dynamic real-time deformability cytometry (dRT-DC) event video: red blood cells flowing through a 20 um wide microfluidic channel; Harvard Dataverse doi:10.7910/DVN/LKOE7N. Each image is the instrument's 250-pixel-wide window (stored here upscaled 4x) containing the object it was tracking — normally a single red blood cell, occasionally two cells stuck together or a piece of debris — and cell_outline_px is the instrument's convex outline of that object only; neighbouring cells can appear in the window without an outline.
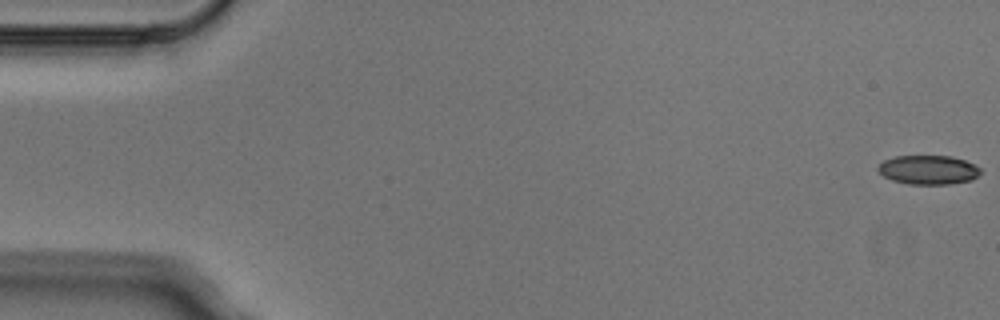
{"species": "Egyptian fruit bat (a non-hibernating species)", "species_latin": "Rousettus aegyptiacus", "temperature_condition": "cold", "stored_images_in_passage": 5, "camera_frame_rate_fps": 3000, "um_per_image_px": 0.085, "animal": {"sex": "male"}, "frame": {"image": 1, "passage_image": 1, "time_ms": 0.0, "image_size_px": [1000, 320], "cell_outline_px": [[980, 172], [972, 180], [948, 184], [908, 184], [892, 180], [884, 176], [876, 168], [884, 160], [896, 156], [952, 156], [964, 160], [980, 168]], "centroid_in_image_um": [78.89, 14.43], "position_along_channel_um": 6.1, "area_um2": 17.22}}
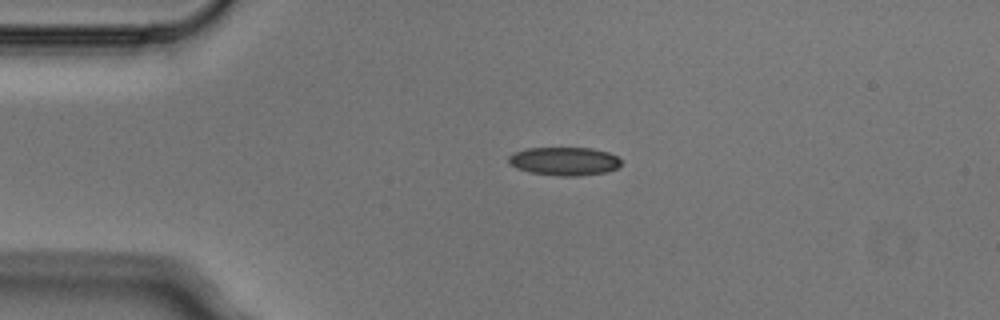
{"frame": {"image": 2, "passage_image": 4, "time_ms": 1.0, "image_size_px": [1000, 320], "cell_outline_px": [[620, 164], [616, 168], [608, 172], [580, 176], [556, 176], [528, 172], [516, 168], [508, 160], [508, 156], [512, 152], [528, 148], [592, 148], [608, 152], [616, 156], [620, 160]], "centroid_in_image_um": [47.95, 13.71], "position_along_channel_um": 37.1, "area_um2": 18.73}}